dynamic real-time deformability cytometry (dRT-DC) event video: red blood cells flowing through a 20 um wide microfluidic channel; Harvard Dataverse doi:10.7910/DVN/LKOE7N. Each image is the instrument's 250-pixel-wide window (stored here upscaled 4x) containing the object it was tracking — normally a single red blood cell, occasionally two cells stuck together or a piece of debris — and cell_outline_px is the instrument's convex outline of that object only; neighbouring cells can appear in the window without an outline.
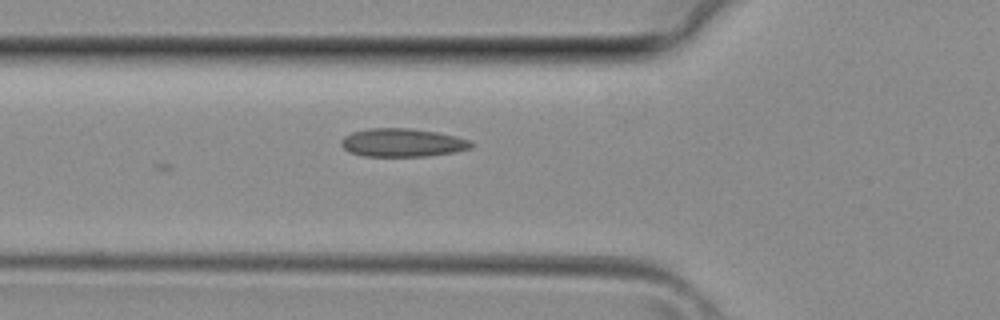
{"species": "common noctule bat (a hibernating species)", "species_latin": "Nyctalus noctula", "temperature_condition": "room temperature", "stored_images_in_passage": 5, "camera_frame_rate_fps": 3000, "um_per_image_px": 0.085, "animal": {"sex": "female", "body_mass_g": 29.2, "forearm_length_mm": 56.3}, "frame": {"image": 1, "passage_image": 2, "time_ms": 0.333, "image_size_px": [1000, 320], "cell_outline_px": [[472, 148], [452, 152], [424, 156], [364, 156], [348, 152], [340, 144], [340, 140], [344, 136], [352, 132], [368, 128], [412, 128], [436, 132], [456, 136], [468, 140], [472, 144]], "centroid_in_image_um": [34.15, 12.12], "position_along_channel_um": 91.7, "area_um2": 21.39}}
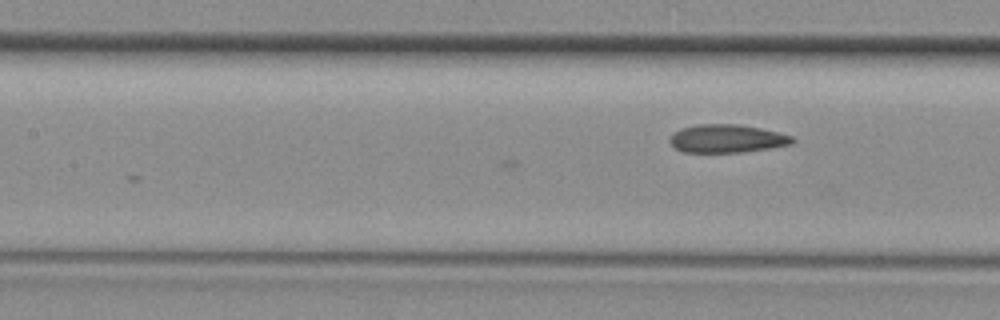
{"frame": {"image": 2, "passage_image": 5, "time_ms": 1.333, "image_size_px": [1000, 320], "cell_outline_px": [[796, 140], [792, 144], [768, 148], [740, 152], [684, 152], [676, 148], [668, 140], [672, 132], [680, 128], [696, 124], [736, 124], [760, 128], [792, 136]], "centroid_in_image_um": [61.74, 11.77], "position_along_channel_um": 145.7, "area_um2": 20.06}}